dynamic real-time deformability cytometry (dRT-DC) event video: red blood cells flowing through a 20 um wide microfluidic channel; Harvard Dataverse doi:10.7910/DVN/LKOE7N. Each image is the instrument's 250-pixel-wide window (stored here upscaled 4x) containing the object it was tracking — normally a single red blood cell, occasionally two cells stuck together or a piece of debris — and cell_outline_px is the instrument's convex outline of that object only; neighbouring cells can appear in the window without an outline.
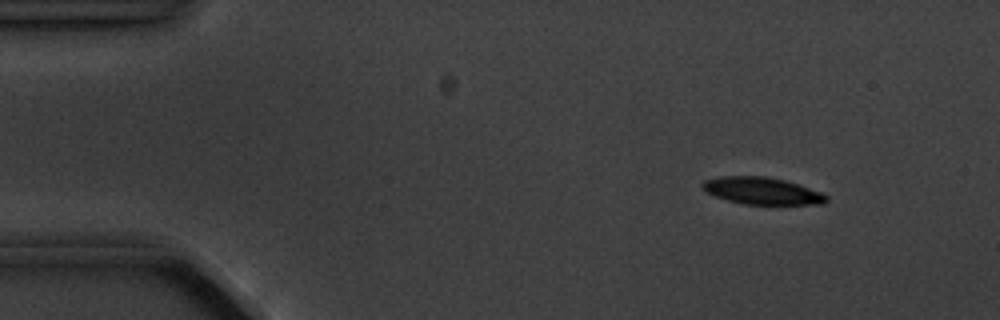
{"species": "common noctule bat (a hibernating species)", "species_latin": "Nyctalus noctula", "temperature_condition": "cold", "stored_images_in_passage": 9, "camera_frame_rate_fps": 3000, "um_per_image_px": 0.085, "animal": {"sex": "male", "body_mass_g": 20.1, "forearm_length_mm": 53.5}, "frame": {"image": 1, "passage_image": 2, "time_ms": 1.333, "image_size_px": [1000, 320], "cell_outline_px": [[828, 200], [824, 204], [744, 204], [728, 200], [716, 196], [708, 192], [700, 184], [704, 180], [720, 176], [768, 176], [784, 180], [820, 192], [828, 196]], "centroid_in_image_um": [64.77, 16.22], "position_along_channel_um": 20.2, "area_um2": 19.31}}